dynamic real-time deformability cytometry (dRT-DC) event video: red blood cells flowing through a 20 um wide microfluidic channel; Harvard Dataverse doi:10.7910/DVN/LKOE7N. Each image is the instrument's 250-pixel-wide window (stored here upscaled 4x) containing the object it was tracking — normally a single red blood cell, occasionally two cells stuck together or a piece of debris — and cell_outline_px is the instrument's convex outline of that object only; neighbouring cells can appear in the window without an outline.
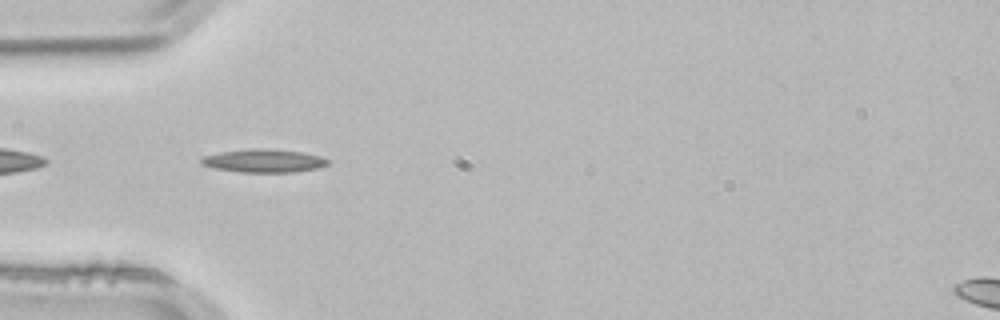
{"species": "common noctule bat (a hibernating species)", "species_latin": "Nyctalus noctula", "temperature_condition": "room temperature", "stored_images_in_passage": 37, "camera_frame_rate_fps": 3000, "um_per_image_px": 0.085, "animal": {"sex": "male", "body_mass_g": 21.5, "forearm_length_mm": 52.0}, "frame": {"image": 1, "passage_image": 1, "time_ms": 0.0, "image_size_px": [1000, 320], "cell_outline_px": [[328, 164], [316, 168], [296, 172], [240, 172], [216, 168], [200, 164], [200, 160], [204, 156], [220, 152], [252, 148], [260, 148], [300, 152], [320, 156], [328, 160]], "centroid_in_image_um": [22.39, 13.67], "position_along_channel_um": 62.6, "area_um2": 16.88}}
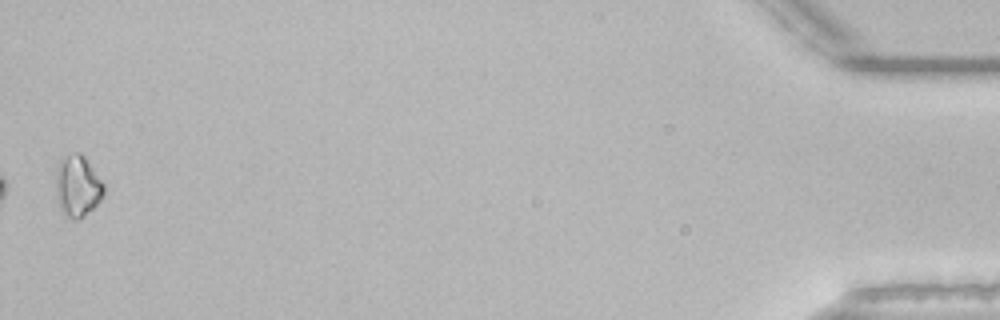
{"frame": {"image": 2, "passage_image": 37, "time_ms": 12.0, "image_size_px": [1000, 320], "cell_outline_px": [[104, 196], [84, 216], [72, 220], [60, 208], [56, 192], [56, 172], [60, 160], [64, 156], [76, 152], [80, 152], [84, 156], [104, 184]], "centroid_in_image_um": [6.59, 15.79], "position_along_channel_um": 428.6, "area_um2": 16.88}}